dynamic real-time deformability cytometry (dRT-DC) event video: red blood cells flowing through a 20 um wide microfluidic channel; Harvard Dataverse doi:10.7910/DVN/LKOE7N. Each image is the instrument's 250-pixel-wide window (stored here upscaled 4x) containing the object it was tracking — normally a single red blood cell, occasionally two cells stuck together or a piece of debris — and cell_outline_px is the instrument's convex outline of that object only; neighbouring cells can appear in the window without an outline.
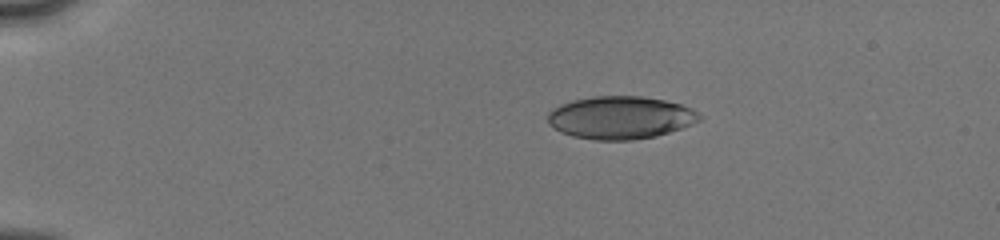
{"species": "human", "species_latin": "Homo sapiens", "temperature_condition": "cold", "stored_images_in_passage": 29, "camera_frame_rate_fps": 3000, "um_per_image_px": 0.085, "donor": {"sex": "male"}, "frame": {"image": 1, "passage_image": 3, "time_ms": 1.333, "image_size_px": [1000, 240], "cell_outline_px": [[704, 116], [700, 120], [692, 124], [656, 136], [632, 140], [596, 140], [572, 136], [560, 132], [548, 124], [548, 112], [572, 100], [592, 96], [640, 96], [664, 100], [680, 104], [692, 108]], "centroid_in_image_um": [52.75, 10.0], "position_along_channel_um": 32.2, "area_um2": 37.74}}
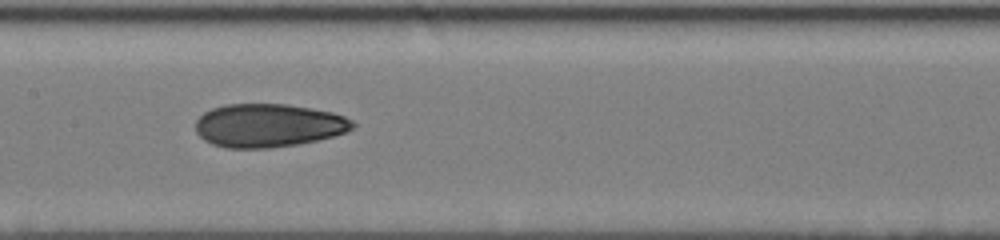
{"frame": {"image": 2, "passage_image": 13, "time_ms": 7.0, "image_size_px": [1000, 240], "cell_outline_px": [[356, 124], [348, 132], [316, 140], [296, 144], [268, 148], [224, 148], [212, 144], [204, 140], [196, 132], [196, 120], [204, 112], [212, 108], [224, 104], [288, 104], [332, 112], [344, 116], [352, 120]], "centroid_in_image_um": [22.79, 10.66], "position_along_channel_um": 184.6, "area_um2": 39.77}}
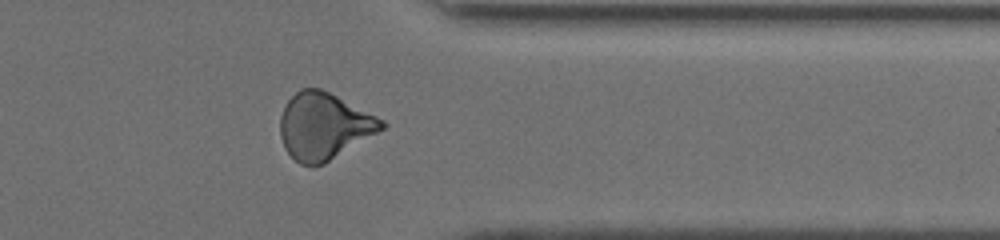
{"frame": {"image": 3, "passage_image": 24, "time_ms": 12.0, "image_size_px": [1000, 240], "cell_outline_px": [[388, 124], [384, 128], [324, 164], [300, 164], [284, 148], [280, 136], [280, 116], [288, 100], [300, 88], [320, 88], [384, 120]], "centroid_in_image_um": [27.51, 10.71], "position_along_channel_um": 383.9, "area_um2": 38.78}, "authors_computed_cell_mechanics": {"area_um2": 38.7838, "velocity_mm_per_s": 4.0657, "shape_relaxation_time_tau1_ms": null, "shape_relaxation_time_tau2_ms": 2.3794, "deformation_change_tau1": null, "deformation_change_tau2": 0.0887}}